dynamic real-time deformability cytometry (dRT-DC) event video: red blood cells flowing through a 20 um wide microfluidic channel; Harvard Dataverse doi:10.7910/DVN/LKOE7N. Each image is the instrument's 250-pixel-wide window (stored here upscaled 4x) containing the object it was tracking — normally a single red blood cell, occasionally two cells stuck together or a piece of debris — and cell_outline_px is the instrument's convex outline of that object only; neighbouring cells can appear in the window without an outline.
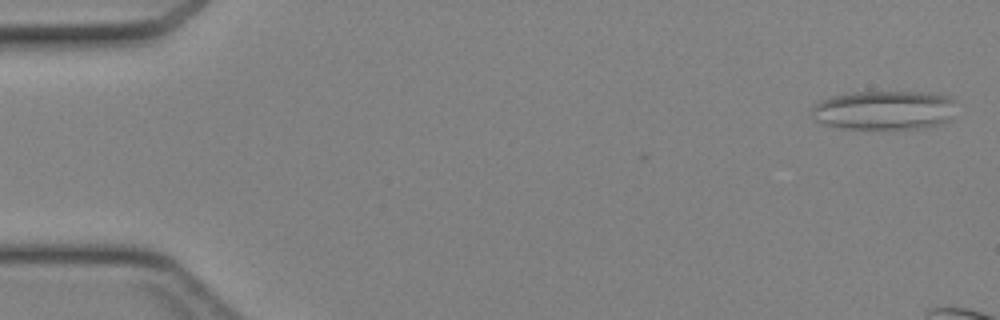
{"species": "Egyptian fruit bat (a non-hibernating species)", "species_latin": "Rousettus aegyptiacus", "temperature_condition": "cold", "stored_images_in_passage": 8, "camera_frame_rate_fps": 3000, "um_per_image_px": 0.085, "animal": {"sex": "female"}, "frame": {"image": 1, "passage_image": 1, "time_ms": 0.0, "image_size_px": [1000, 320], "cell_outline_px": [[956, 100], [948, 120], [936, 124], [916, 128], [840, 128], [820, 124], [812, 116], [812, 104], [820, 100], [832, 96], [852, 92], [928, 92], [952, 96]], "centroid_in_image_um": [75.1, 9.34], "position_along_channel_um": 9.9, "area_um2": 32.95}}